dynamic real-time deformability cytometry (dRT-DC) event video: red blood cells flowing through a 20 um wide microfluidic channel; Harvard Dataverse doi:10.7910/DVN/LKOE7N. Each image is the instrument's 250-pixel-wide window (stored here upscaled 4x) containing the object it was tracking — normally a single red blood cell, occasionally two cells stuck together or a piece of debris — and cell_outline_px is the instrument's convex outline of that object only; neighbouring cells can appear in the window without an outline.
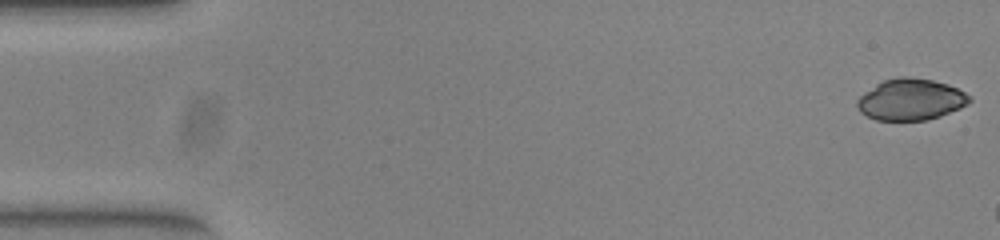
{"species": "common noctule bat (a hibernating species)", "species_latin": "Nyctalus noctula", "temperature_condition": "warm", "stored_images_in_passage": 6, "camera_frame_rate_fps": 3000, "um_per_image_px": 0.085, "animal": {"sex": "female", "body_mass_g": 23.0, "forearm_length_mm": 53.4}, "frame": {"image": 1, "passage_image": 1, "time_ms": 0.0, "image_size_px": [1000, 240], "cell_outline_px": [[972, 100], [968, 104], [960, 108], [940, 116], [928, 120], [876, 120], [860, 112], [856, 104], [856, 100], [864, 92], [876, 84], [884, 80], [900, 76], [908, 76], [932, 80], [948, 84], [972, 96]], "centroid_in_image_um": [77.42, 8.45], "position_along_channel_um": 7.6, "area_um2": 27.17}}